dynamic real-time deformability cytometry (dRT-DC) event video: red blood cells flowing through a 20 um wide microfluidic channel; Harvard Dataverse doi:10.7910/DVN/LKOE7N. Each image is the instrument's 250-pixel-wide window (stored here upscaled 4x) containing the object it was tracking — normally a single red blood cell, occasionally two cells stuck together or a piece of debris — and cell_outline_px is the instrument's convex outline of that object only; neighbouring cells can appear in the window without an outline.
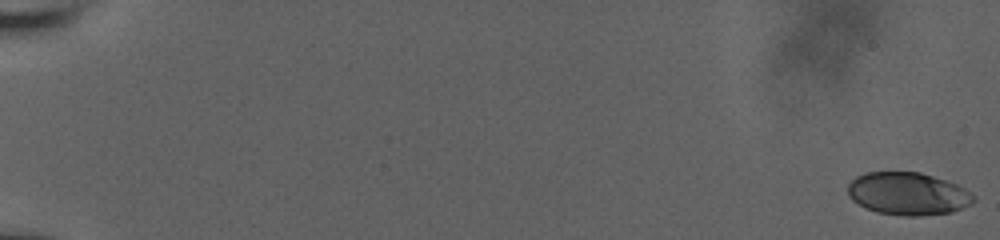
{"species": "human", "species_latin": "Homo sapiens", "temperature_condition": "room temperature", "stored_images_in_passage": 58, "camera_frame_rate_fps": 3000, "um_per_image_px": 0.085, "donor": {"sex": "male"}, "frame": {"image": 1, "passage_image": 1, "time_ms": 0.0, "image_size_px": [1000, 240], "cell_outline_px": [[976, 200], [972, 204], [952, 212], [916, 216], [904, 216], [876, 212], [852, 200], [848, 196], [848, 184], [856, 176], [868, 172], [920, 172], [956, 184], [964, 188], [976, 196]], "centroid_in_image_um": [77.19, 16.47], "position_along_channel_um": 7.8, "area_um2": 31.21}}
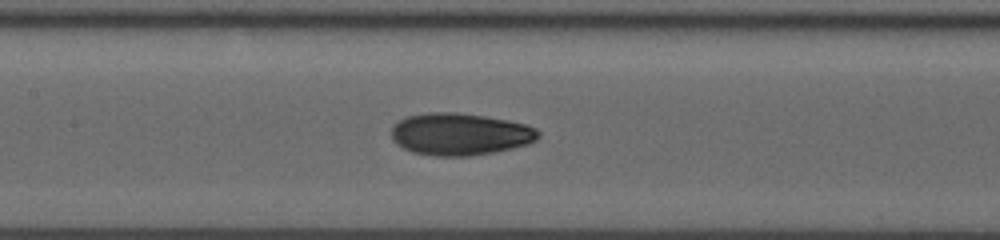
{"frame": {"image": 2, "passage_image": 31, "time_ms": 10.0, "image_size_px": [1000, 240], "cell_outline_px": [[540, 136], [536, 140], [528, 144], [512, 148], [492, 152], [468, 156], [436, 156], [412, 152], [396, 144], [392, 140], [392, 124], [404, 116], [428, 112], [456, 112], [484, 116], [508, 120], [528, 124], [536, 128], [540, 132]], "centroid_in_image_um": [39.08, 11.39], "position_along_channel_um": 168.3, "area_um2": 36.41}}
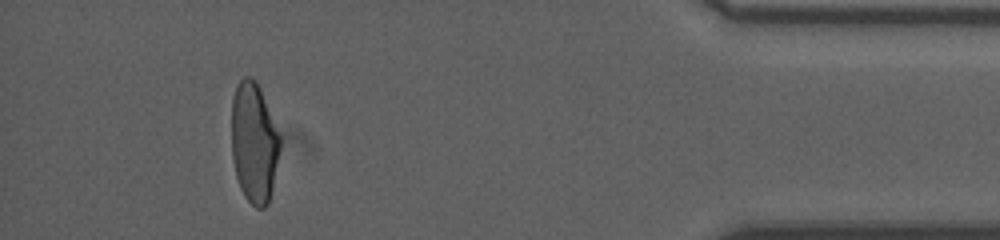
{"frame": {"image": 3, "passage_image": 54, "time_ms": 17.667, "image_size_px": [1000, 240], "cell_outline_px": [[280, 148], [272, 188], [268, 204], [264, 208], [256, 208], [244, 196], [240, 188], [236, 176], [232, 156], [232, 96], [236, 84], [244, 76], [248, 76], [256, 80], [260, 88], [280, 136]], "centroid_in_image_um": [21.58, 12.11], "position_along_channel_um": 413.6, "area_um2": 33.93}, "authors_computed_cell_mechanics": {"area_um2": 34.2176, "velocity_mm_per_s": 3.8343, "shape_relaxation_time_tau1_ms": 8.9469, "shape_relaxation_time_tau2_ms": 1.0675, "deformation_change_tau1": 0.2517, "deformation_change_tau2": 0.0562}}